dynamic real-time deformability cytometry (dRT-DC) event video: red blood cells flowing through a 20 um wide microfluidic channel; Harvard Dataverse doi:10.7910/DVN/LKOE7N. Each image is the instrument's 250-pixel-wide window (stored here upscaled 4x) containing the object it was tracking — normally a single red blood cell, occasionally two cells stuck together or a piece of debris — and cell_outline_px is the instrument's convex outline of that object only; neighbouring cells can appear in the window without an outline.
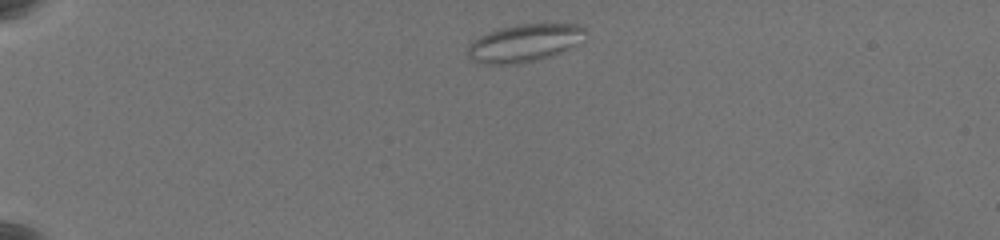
{"species": "common noctule bat (a hibernating species)", "species_latin": "Nyctalus noctula", "temperature_condition": "warm", "stored_images_in_passage": 47, "camera_frame_rate_fps": 3000, "um_per_image_px": 0.085, "animal": {"sex": "female", "body_mass_g": 19.5, "forearm_length_mm": 54.1}, "frame": {"image": 1, "passage_image": 1, "time_ms": 0.0, "image_size_px": [1000, 240], "cell_outline_px": [[588, 32], [584, 40], [560, 52], [548, 56], [520, 64], [480, 64], [472, 60], [468, 56], [468, 44], [480, 36], [488, 32], [500, 28], [516, 24], [576, 24], [584, 28]], "centroid_in_image_um": [44.56, 3.65], "position_along_channel_um": 40.4, "area_um2": 25.78}}
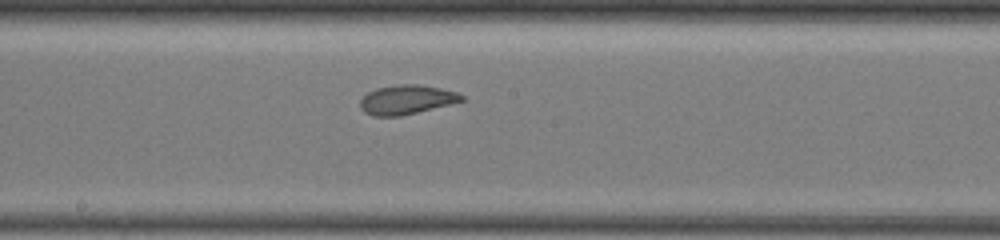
{"frame": {"image": 2, "passage_image": 22, "time_ms": 7.0, "image_size_px": [1000, 240], "cell_outline_px": [[464, 100], [400, 116], [372, 116], [364, 112], [360, 108], [360, 100], [368, 92], [376, 88], [396, 84], [416, 84], [440, 88], [456, 92], [464, 96]], "centroid_in_image_um": [34.5, 8.46], "position_along_channel_um": 213.7, "area_um2": 17.11}}
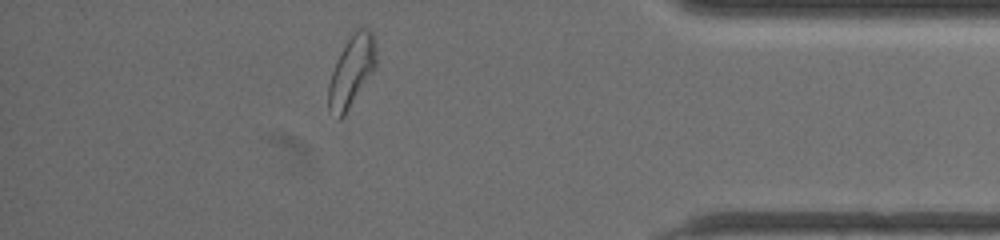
{"frame": {"image": 3, "passage_image": 41, "time_ms": 13.333, "image_size_px": [1000, 240], "cell_outline_px": [[376, 68], [344, 116], [340, 120], [336, 120], [328, 108], [328, 84], [332, 72], [352, 32], [360, 28], [368, 28], [372, 32], [376, 44]], "centroid_in_image_um": [29.9, 6.1], "position_along_channel_um": 405.3, "area_um2": 19.65}, "authors_computed_cell_mechanics": {"area_um2": 18.4382, "velocity_mm_per_s": 3.4492, "shape_relaxation_time_tau1_ms": null, "shape_relaxation_time_tau2_ms": 1.3962, "deformation_change_tau1": null, "deformation_change_tau2": 0.067}}